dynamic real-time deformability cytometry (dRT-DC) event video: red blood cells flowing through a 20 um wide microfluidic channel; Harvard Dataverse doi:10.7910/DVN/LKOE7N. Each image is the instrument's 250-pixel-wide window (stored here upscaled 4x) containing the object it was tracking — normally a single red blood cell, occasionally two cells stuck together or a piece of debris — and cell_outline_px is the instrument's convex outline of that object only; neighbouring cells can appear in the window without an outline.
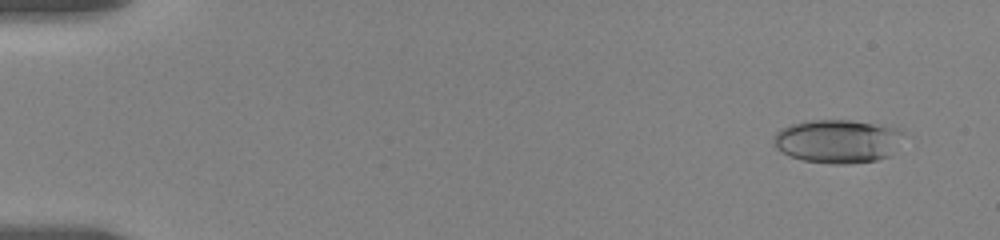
{"species": "human", "species_latin": "Homo sapiens", "temperature_condition": "room temperature", "stored_images_in_passage": 18, "camera_frame_rate_fps": 3000, "um_per_image_px": 0.085, "donor": {"sex": "female"}, "frame": {"image": 1, "passage_image": 2, "time_ms": 1.0, "image_size_px": [1000, 240], "cell_outline_px": [[904, 132], [888, 156], [876, 160], [848, 164], [832, 164], [804, 160], [788, 156], [776, 148], [772, 140], [772, 136], [780, 128], [792, 124], [808, 120], [852, 120], [892, 124], [900, 128]], "centroid_in_image_um": [71.18, 11.97], "position_along_channel_um": 13.8, "area_um2": 33.35}}
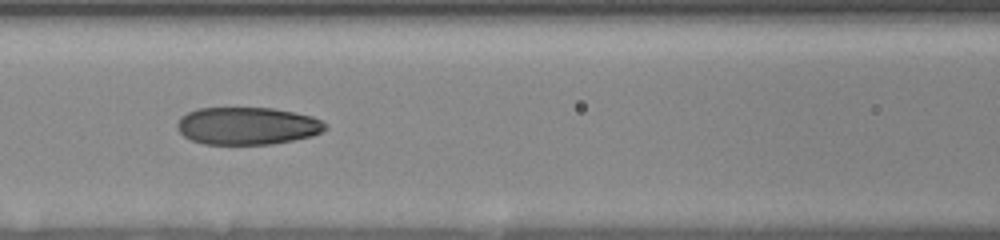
{"frame": {"image": 2, "passage_image": 12, "time_ms": 8.333, "image_size_px": [1000, 240], "cell_outline_px": [[328, 128], [312, 136], [272, 144], [204, 144], [192, 140], [184, 136], [176, 128], [176, 124], [180, 116], [196, 108], [272, 108], [296, 112], [312, 116], [320, 120]], "centroid_in_image_um": [20.99, 10.69], "position_along_channel_um": 145.6, "area_um2": 32.43}}
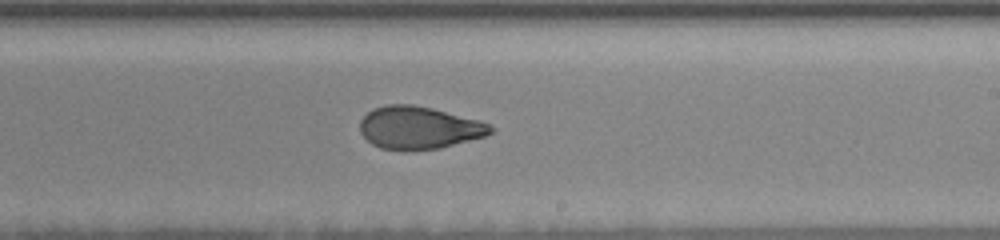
{"frame": {"image": 3, "passage_image": 18, "time_ms": 11.333, "image_size_px": [1000, 240], "cell_outline_px": [[496, 128], [492, 132], [484, 136], [440, 148], [380, 148], [372, 144], [360, 132], [360, 120], [372, 108], [388, 104], [412, 104], [432, 108], [480, 120]], "centroid_in_image_um": [35.61, 10.82], "position_along_channel_um": 253.4, "area_um2": 31.85}}